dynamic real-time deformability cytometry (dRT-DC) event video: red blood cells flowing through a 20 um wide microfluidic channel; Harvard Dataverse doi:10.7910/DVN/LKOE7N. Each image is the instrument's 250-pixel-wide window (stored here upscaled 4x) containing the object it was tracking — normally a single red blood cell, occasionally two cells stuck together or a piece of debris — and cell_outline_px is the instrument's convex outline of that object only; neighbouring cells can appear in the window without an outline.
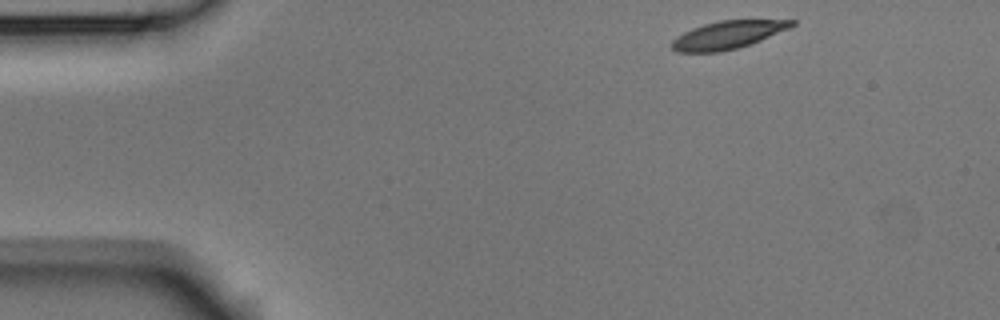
{"species": "Egyptian fruit bat (a non-hibernating species)", "species_latin": "Rousettus aegyptiacus", "temperature_condition": "room temperature", "stored_images_in_passage": 3, "camera_frame_rate_fps": 3000, "um_per_image_px": 0.085, "animal": {"sex": "male"}, "frame": {"image": 1, "passage_image": 1, "time_ms": 0.0, "image_size_px": [1000, 320], "cell_outline_px": [[796, 24], [788, 28], [760, 40], [736, 48], [720, 52], [676, 52], [672, 48], [672, 40], [684, 32], [692, 28], [704, 24], [720, 20], [796, 20]], "centroid_in_image_um": [61.83, 2.96], "position_along_channel_um": 23.2, "area_um2": 19.13}}